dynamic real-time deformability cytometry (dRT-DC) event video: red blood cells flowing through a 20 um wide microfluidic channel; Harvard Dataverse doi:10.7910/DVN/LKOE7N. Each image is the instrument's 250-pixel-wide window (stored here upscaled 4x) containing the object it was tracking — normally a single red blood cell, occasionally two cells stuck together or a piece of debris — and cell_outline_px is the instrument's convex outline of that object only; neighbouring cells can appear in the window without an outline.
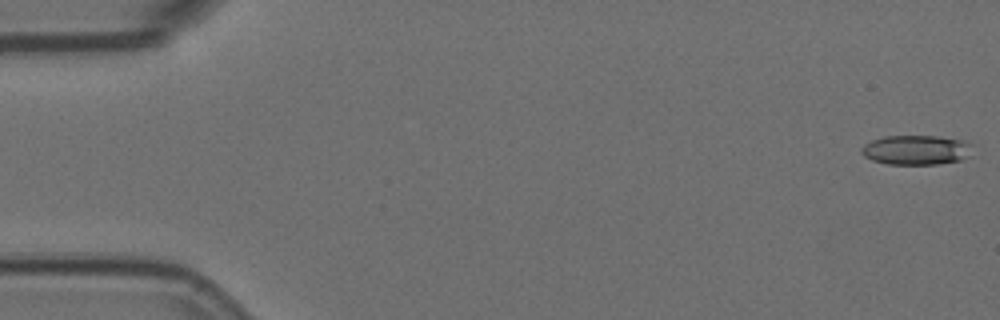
{"species": "Egyptian fruit bat (a non-hibernating species)", "species_latin": "Rousettus aegyptiacus", "temperature_condition": "room temperature", "stored_images_in_passage": 56, "camera_frame_rate_fps": 3000, "um_per_image_px": 0.085, "animal": {"sex": "female"}, "frame": {"image": 1, "passage_image": 1, "time_ms": 0.0, "image_size_px": [1000, 320], "cell_outline_px": [[972, 144], [968, 156], [960, 160], [936, 164], [888, 164], [872, 160], [864, 156], [860, 152], [860, 148], [864, 144], [872, 140], [884, 136], [936, 136], [964, 140]], "centroid_in_image_um": [77.84, 12.74], "position_along_channel_um": 7.2, "area_um2": 19.13}}
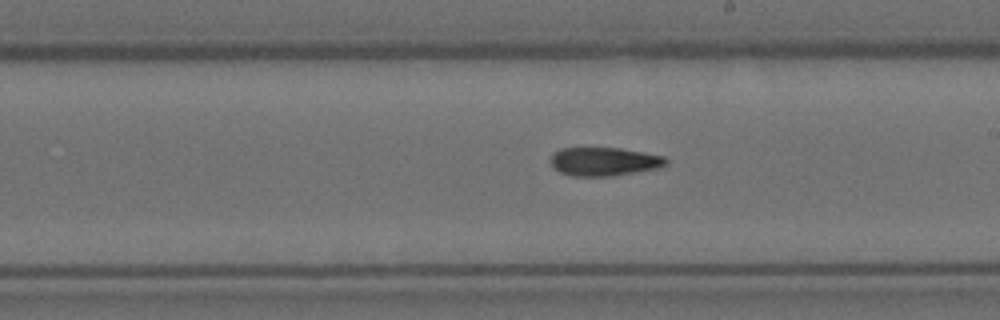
{"frame": {"image": 2, "passage_image": 32, "time_ms": 10.333, "image_size_px": [1000, 320], "cell_outline_px": [[668, 164], [656, 168], [612, 176], [572, 176], [560, 172], [552, 168], [548, 160], [552, 152], [560, 148], [620, 148], [644, 152], [664, 156], [668, 160]], "centroid_in_image_um": [51.28, 13.72], "position_along_channel_um": 237.7, "area_um2": 19.42}}
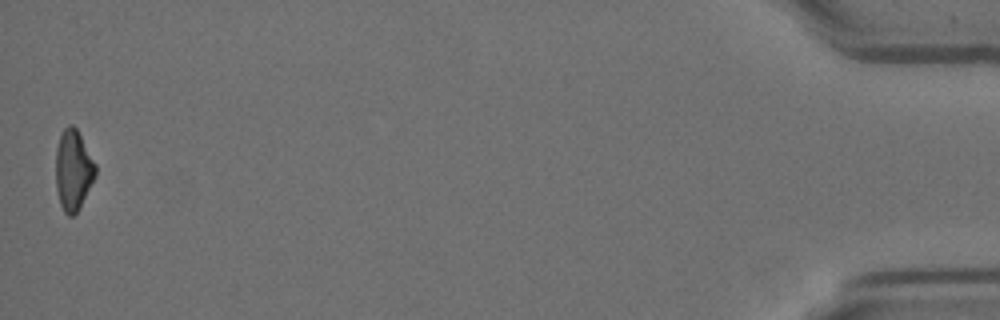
{"frame": {"image": 3, "passage_image": 56, "time_ms": 18.333, "image_size_px": [1000, 320], "cell_outline_px": [[96, 176], [80, 208], [72, 216], [68, 216], [64, 212], [60, 204], [56, 188], [56, 148], [60, 136], [64, 128], [68, 124], [72, 124], [76, 128], [96, 164]], "centroid_in_image_um": [6.23, 14.47], "position_along_channel_um": 429.0, "area_um2": 18.67}, "authors_computed_cell_mechanics": {"area_um2": 19.5364, "velocity_mm_per_s": 3.6057, "shape_relaxation_time_tau1_ms": 8.2195, "shape_relaxation_time_tau2_ms": null, "deformation_change_tau1": 0.1946, "deformation_change_tau2": null}}